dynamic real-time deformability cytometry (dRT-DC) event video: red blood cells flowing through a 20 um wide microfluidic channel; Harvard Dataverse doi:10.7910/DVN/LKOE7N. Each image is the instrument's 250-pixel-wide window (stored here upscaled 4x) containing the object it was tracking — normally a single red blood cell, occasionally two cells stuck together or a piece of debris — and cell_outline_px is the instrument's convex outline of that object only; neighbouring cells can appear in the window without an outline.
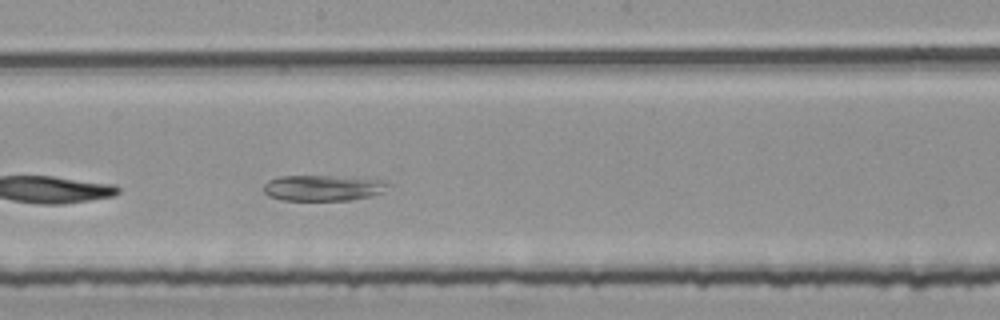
{"species": "common noctule bat (a hibernating species)", "species_latin": "Nyctalus noctula", "temperature_condition": "room temperature", "stored_images_in_passage": 35, "camera_frame_rate_fps": 3000, "um_per_image_px": 0.085, "animal": {"sex": "female", "body_mass_g": 25.1}, "frame": {"image": 1, "passage_image": 13, "time_ms": 4.0, "image_size_px": [1000, 320], "cell_outline_px": [[392, 184], [380, 192], [368, 196], [348, 200], [280, 200], [268, 196], [264, 192], [264, 184], [268, 180], [280, 176], [352, 176], [380, 180]], "centroid_in_image_um": [27.42, 15.96], "position_along_channel_um": 220.8, "area_um2": 18.73}}
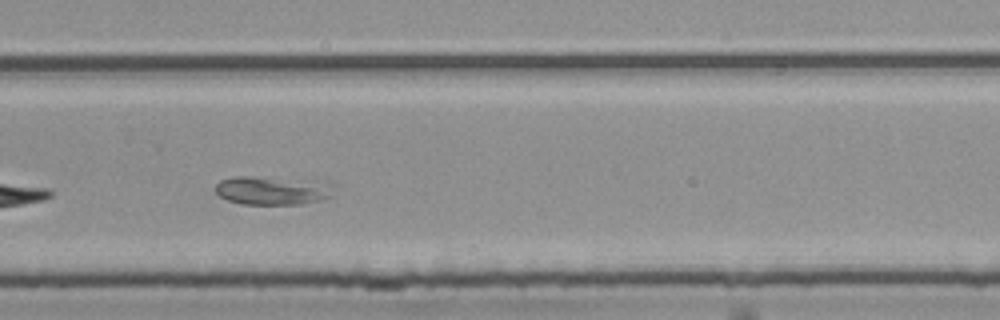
{"frame": {"image": 2, "passage_image": 20, "time_ms": 6.333, "image_size_px": [1000, 320], "cell_outline_px": [[332, 196], [320, 200], [300, 204], [240, 204], [228, 200], [220, 196], [212, 188], [220, 180], [236, 176], [252, 176], [312, 180], [332, 184]], "centroid_in_image_um": [23.11, 16.18], "position_along_channel_um": 306.7, "area_um2": 19.83}}
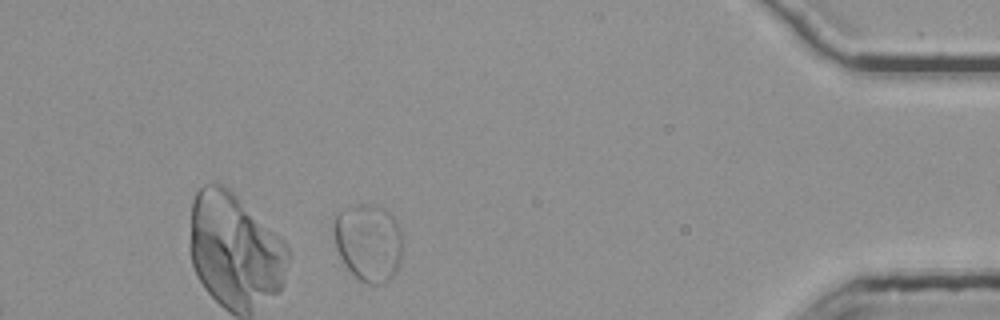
{"frame": {"image": 3, "passage_image": 32, "time_ms": 10.333, "image_size_px": [1000, 320], "cell_outline_px": [[400, 260], [396, 272], [392, 280], [384, 284], [368, 284], [360, 280], [344, 264], [336, 248], [336, 216], [340, 212], [356, 204], [376, 204], [388, 212], [396, 220], [400, 232]], "centroid_in_image_um": [31.35, 20.63], "position_along_channel_um": 403.9, "area_um2": 30.58}}